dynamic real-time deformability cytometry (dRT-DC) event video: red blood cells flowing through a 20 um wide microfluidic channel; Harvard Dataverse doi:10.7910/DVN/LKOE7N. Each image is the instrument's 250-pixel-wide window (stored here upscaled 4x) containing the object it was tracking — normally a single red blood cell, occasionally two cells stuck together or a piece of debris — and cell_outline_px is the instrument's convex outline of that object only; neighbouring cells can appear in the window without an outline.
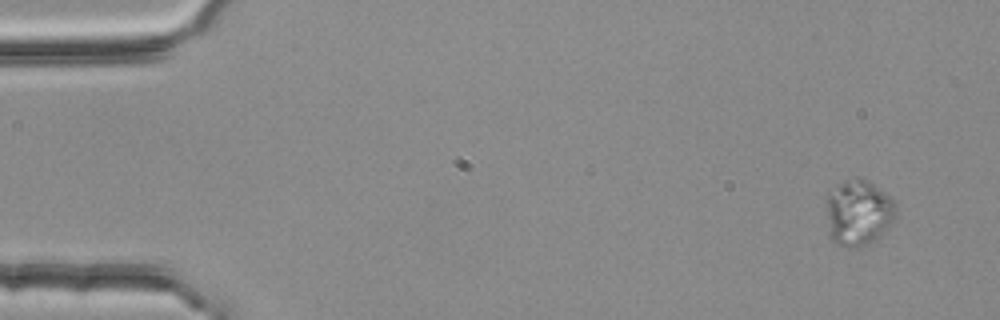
{"species": "common noctule bat (a hibernating species)", "species_latin": "Nyctalus noctula", "temperature_condition": "room temperature", "stored_images_in_passage": 4, "camera_frame_rate_fps": 3000, "um_per_image_px": 0.085, "animal": {"sex": "female", "body_mass_g": 25.1}, "frame": {"image": 1, "passage_image": 1, "time_ms": 0.0, "image_size_px": [1000, 320], "cell_outline_px": [[896, 216], [892, 224], [884, 232], [872, 240], [856, 248], [840, 244], [832, 240], [828, 216], [828, 192], [844, 180], [868, 180], [888, 196], [892, 200]], "centroid_in_image_um": [72.98, 18.07], "position_along_channel_um": 12.0, "area_um2": 25.61}}
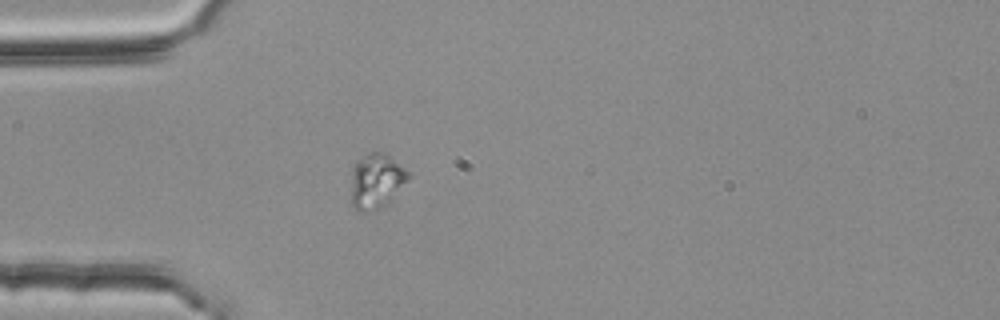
{"frame": {"image": 2, "passage_image": 4, "time_ms": 1.0, "image_size_px": [1000, 320], "cell_outline_px": [[412, 176], [388, 204], [384, 208], [372, 212], [364, 212], [356, 208], [348, 200], [352, 164], [368, 152], [388, 152], [412, 172]], "centroid_in_image_um": [31.99, 15.38], "position_along_channel_um": 53.0, "area_um2": 19.71}}